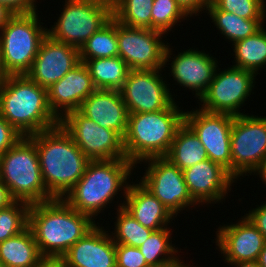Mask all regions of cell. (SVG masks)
<instances>
[{"mask_svg": "<svg viewBox=\"0 0 266 267\" xmlns=\"http://www.w3.org/2000/svg\"><path fill=\"white\" fill-rule=\"evenodd\" d=\"M182 171L188 192L198 205L221 203L237 181L225 168L210 159Z\"/></svg>", "mask_w": 266, "mask_h": 267, "instance_id": "19", "label": "cell"}, {"mask_svg": "<svg viewBox=\"0 0 266 267\" xmlns=\"http://www.w3.org/2000/svg\"><path fill=\"white\" fill-rule=\"evenodd\" d=\"M244 215L259 230L266 240V201L256 208H252Z\"/></svg>", "mask_w": 266, "mask_h": 267, "instance_id": "39", "label": "cell"}, {"mask_svg": "<svg viewBox=\"0 0 266 267\" xmlns=\"http://www.w3.org/2000/svg\"><path fill=\"white\" fill-rule=\"evenodd\" d=\"M163 36L166 38L157 30L128 27L117 21L118 56L130 70L163 69L165 48L169 44Z\"/></svg>", "mask_w": 266, "mask_h": 267, "instance_id": "13", "label": "cell"}, {"mask_svg": "<svg viewBox=\"0 0 266 267\" xmlns=\"http://www.w3.org/2000/svg\"><path fill=\"white\" fill-rule=\"evenodd\" d=\"M81 62L87 59L118 56L117 21L112 18L79 49Z\"/></svg>", "mask_w": 266, "mask_h": 267, "instance_id": "30", "label": "cell"}, {"mask_svg": "<svg viewBox=\"0 0 266 267\" xmlns=\"http://www.w3.org/2000/svg\"><path fill=\"white\" fill-rule=\"evenodd\" d=\"M197 49L190 48L181 51L171 58L173 49L170 48V44H167L164 53V67H167V62H171V75L169 76H173L172 79L182 88L191 89L192 93L195 92V98L200 99L212 82L219 63L211 54Z\"/></svg>", "mask_w": 266, "mask_h": 267, "instance_id": "16", "label": "cell"}, {"mask_svg": "<svg viewBox=\"0 0 266 267\" xmlns=\"http://www.w3.org/2000/svg\"><path fill=\"white\" fill-rule=\"evenodd\" d=\"M95 90L89 69L84 62H80L61 80L47 88L48 104L61 120L67 113L79 110L83 101Z\"/></svg>", "mask_w": 266, "mask_h": 267, "instance_id": "20", "label": "cell"}, {"mask_svg": "<svg viewBox=\"0 0 266 267\" xmlns=\"http://www.w3.org/2000/svg\"><path fill=\"white\" fill-rule=\"evenodd\" d=\"M129 183L123 208L142 226L153 231L170 227L175 216L140 182ZM171 221V222H170Z\"/></svg>", "mask_w": 266, "mask_h": 267, "instance_id": "23", "label": "cell"}, {"mask_svg": "<svg viewBox=\"0 0 266 267\" xmlns=\"http://www.w3.org/2000/svg\"><path fill=\"white\" fill-rule=\"evenodd\" d=\"M154 0H120L113 8V18L121 24L152 29V8Z\"/></svg>", "mask_w": 266, "mask_h": 267, "instance_id": "32", "label": "cell"}, {"mask_svg": "<svg viewBox=\"0 0 266 267\" xmlns=\"http://www.w3.org/2000/svg\"><path fill=\"white\" fill-rule=\"evenodd\" d=\"M172 229L170 227L152 231L148 239L139 247L149 267L164 265H187L179 258L180 254L172 244Z\"/></svg>", "mask_w": 266, "mask_h": 267, "instance_id": "26", "label": "cell"}, {"mask_svg": "<svg viewBox=\"0 0 266 267\" xmlns=\"http://www.w3.org/2000/svg\"><path fill=\"white\" fill-rule=\"evenodd\" d=\"M0 115L22 136L60 125L49 107L47 89L26 74L8 75L0 87Z\"/></svg>", "mask_w": 266, "mask_h": 267, "instance_id": "4", "label": "cell"}, {"mask_svg": "<svg viewBox=\"0 0 266 267\" xmlns=\"http://www.w3.org/2000/svg\"><path fill=\"white\" fill-rule=\"evenodd\" d=\"M216 249L224 263L257 261L266 240L244 215L235 223L220 225L216 229Z\"/></svg>", "mask_w": 266, "mask_h": 267, "instance_id": "17", "label": "cell"}, {"mask_svg": "<svg viewBox=\"0 0 266 267\" xmlns=\"http://www.w3.org/2000/svg\"><path fill=\"white\" fill-rule=\"evenodd\" d=\"M174 101L167 109L128 115L123 138L126 158L135 166L152 157L166 156L178 128L184 123L185 111Z\"/></svg>", "mask_w": 266, "mask_h": 267, "instance_id": "5", "label": "cell"}, {"mask_svg": "<svg viewBox=\"0 0 266 267\" xmlns=\"http://www.w3.org/2000/svg\"><path fill=\"white\" fill-rule=\"evenodd\" d=\"M136 167L128 159L90 160L84 175L63 199L76 211L96 220L114 202L115 196L126 195L130 175Z\"/></svg>", "mask_w": 266, "mask_h": 267, "instance_id": "3", "label": "cell"}, {"mask_svg": "<svg viewBox=\"0 0 266 267\" xmlns=\"http://www.w3.org/2000/svg\"><path fill=\"white\" fill-rule=\"evenodd\" d=\"M116 204L117 216L114 222V233L110 235L115 244L139 248L148 239L153 230L142 226L124 208V201ZM123 202V203H122Z\"/></svg>", "mask_w": 266, "mask_h": 267, "instance_id": "31", "label": "cell"}, {"mask_svg": "<svg viewBox=\"0 0 266 267\" xmlns=\"http://www.w3.org/2000/svg\"><path fill=\"white\" fill-rule=\"evenodd\" d=\"M148 164L140 183L150 191L175 217L198 204L190 196L183 171L165 156L152 157L138 164ZM182 210V211H181Z\"/></svg>", "mask_w": 266, "mask_h": 267, "instance_id": "11", "label": "cell"}, {"mask_svg": "<svg viewBox=\"0 0 266 267\" xmlns=\"http://www.w3.org/2000/svg\"><path fill=\"white\" fill-rule=\"evenodd\" d=\"M37 0H0L14 14H31L37 12ZM36 5V6H35Z\"/></svg>", "mask_w": 266, "mask_h": 267, "instance_id": "38", "label": "cell"}, {"mask_svg": "<svg viewBox=\"0 0 266 267\" xmlns=\"http://www.w3.org/2000/svg\"><path fill=\"white\" fill-rule=\"evenodd\" d=\"M30 204L15 201L0 209V243L22 233L29 226Z\"/></svg>", "mask_w": 266, "mask_h": 267, "instance_id": "33", "label": "cell"}, {"mask_svg": "<svg viewBox=\"0 0 266 267\" xmlns=\"http://www.w3.org/2000/svg\"><path fill=\"white\" fill-rule=\"evenodd\" d=\"M234 116L213 113L197 108L185 111L184 122L194 131L205 147L208 159L221 165L232 175L230 149L231 128Z\"/></svg>", "mask_w": 266, "mask_h": 267, "instance_id": "14", "label": "cell"}, {"mask_svg": "<svg viewBox=\"0 0 266 267\" xmlns=\"http://www.w3.org/2000/svg\"><path fill=\"white\" fill-rule=\"evenodd\" d=\"M230 149L235 179L252 173L258 176L266 162V116L248 113L234 116Z\"/></svg>", "mask_w": 266, "mask_h": 267, "instance_id": "8", "label": "cell"}, {"mask_svg": "<svg viewBox=\"0 0 266 267\" xmlns=\"http://www.w3.org/2000/svg\"><path fill=\"white\" fill-rule=\"evenodd\" d=\"M165 157L180 170L208 159L205 147L185 122L178 128L170 150Z\"/></svg>", "mask_w": 266, "mask_h": 267, "instance_id": "25", "label": "cell"}, {"mask_svg": "<svg viewBox=\"0 0 266 267\" xmlns=\"http://www.w3.org/2000/svg\"><path fill=\"white\" fill-rule=\"evenodd\" d=\"M42 258L29 227L0 243V262L5 267H35Z\"/></svg>", "mask_w": 266, "mask_h": 267, "instance_id": "24", "label": "cell"}, {"mask_svg": "<svg viewBox=\"0 0 266 267\" xmlns=\"http://www.w3.org/2000/svg\"><path fill=\"white\" fill-rule=\"evenodd\" d=\"M84 63L89 69L94 87L100 90L120 91L130 70L119 56L87 59Z\"/></svg>", "mask_w": 266, "mask_h": 267, "instance_id": "27", "label": "cell"}, {"mask_svg": "<svg viewBox=\"0 0 266 267\" xmlns=\"http://www.w3.org/2000/svg\"><path fill=\"white\" fill-rule=\"evenodd\" d=\"M258 174H259L258 177H260L261 181L266 186V162L263 169Z\"/></svg>", "mask_w": 266, "mask_h": 267, "instance_id": "48", "label": "cell"}, {"mask_svg": "<svg viewBox=\"0 0 266 267\" xmlns=\"http://www.w3.org/2000/svg\"><path fill=\"white\" fill-rule=\"evenodd\" d=\"M79 111L99 126L116 131L124 138L129 112L120 91L96 89L83 101Z\"/></svg>", "mask_w": 266, "mask_h": 267, "instance_id": "22", "label": "cell"}, {"mask_svg": "<svg viewBox=\"0 0 266 267\" xmlns=\"http://www.w3.org/2000/svg\"><path fill=\"white\" fill-rule=\"evenodd\" d=\"M191 264H188V265H164V266H161V267H193L190 266Z\"/></svg>", "mask_w": 266, "mask_h": 267, "instance_id": "49", "label": "cell"}, {"mask_svg": "<svg viewBox=\"0 0 266 267\" xmlns=\"http://www.w3.org/2000/svg\"><path fill=\"white\" fill-rule=\"evenodd\" d=\"M181 9L191 18L199 16L200 12H206L207 7L211 4L212 0H176Z\"/></svg>", "mask_w": 266, "mask_h": 267, "instance_id": "40", "label": "cell"}, {"mask_svg": "<svg viewBox=\"0 0 266 267\" xmlns=\"http://www.w3.org/2000/svg\"><path fill=\"white\" fill-rule=\"evenodd\" d=\"M220 70L219 67L216 69L212 82L197 100L200 101L198 102L199 108L208 112L225 113L232 116L246 114L240 112V109L246 105L245 101L255 88L257 75L252 71L233 66Z\"/></svg>", "mask_w": 266, "mask_h": 267, "instance_id": "10", "label": "cell"}, {"mask_svg": "<svg viewBox=\"0 0 266 267\" xmlns=\"http://www.w3.org/2000/svg\"><path fill=\"white\" fill-rule=\"evenodd\" d=\"M162 70H129L120 90L129 114L161 111L175 101Z\"/></svg>", "mask_w": 266, "mask_h": 267, "instance_id": "15", "label": "cell"}, {"mask_svg": "<svg viewBox=\"0 0 266 267\" xmlns=\"http://www.w3.org/2000/svg\"><path fill=\"white\" fill-rule=\"evenodd\" d=\"M38 14H15L0 30V56L7 75H22L31 69L48 29L41 25Z\"/></svg>", "mask_w": 266, "mask_h": 267, "instance_id": "7", "label": "cell"}, {"mask_svg": "<svg viewBox=\"0 0 266 267\" xmlns=\"http://www.w3.org/2000/svg\"><path fill=\"white\" fill-rule=\"evenodd\" d=\"M92 1L105 4L111 7L112 9L120 2V0H92Z\"/></svg>", "mask_w": 266, "mask_h": 267, "instance_id": "46", "label": "cell"}, {"mask_svg": "<svg viewBox=\"0 0 266 267\" xmlns=\"http://www.w3.org/2000/svg\"><path fill=\"white\" fill-rule=\"evenodd\" d=\"M16 200L11 196L8 187L0 180V209L6 208Z\"/></svg>", "mask_w": 266, "mask_h": 267, "instance_id": "41", "label": "cell"}, {"mask_svg": "<svg viewBox=\"0 0 266 267\" xmlns=\"http://www.w3.org/2000/svg\"><path fill=\"white\" fill-rule=\"evenodd\" d=\"M57 22L47 29L56 41L78 49L113 18V9L92 0H64Z\"/></svg>", "mask_w": 266, "mask_h": 267, "instance_id": "9", "label": "cell"}, {"mask_svg": "<svg viewBox=\"0 0 266 267\" xmlns=\"http://www.w3.org/2000/svg\"><path fill=\"white\" fill-rule=\"evenodd\" d=\"M15 14L12 13L7 7L0 4V30L9 22Z\"/></svg>", "mask_w": 266, "mask_h": 267, "instance_id": "43", "label": "cell"}, {"mask_svg": "<svg viewBox=\"0 0 266 267\" xmlns=\"http://www.w3.org/2000/svg\"><path fill=\"white\" fill-rule=\"evenodd\" d=\"M212 3L219 10L244 19H266L264 0H212Z\"/></svg>", "mask_w": 266, "mask_h": 267, "instance_id": "35", "label": "cell"}, {"mask_svg": "<svg viewBox=\"0 0 266 267\" xmlns=\"http://www.w3.org/2000/svg\"><path fill=\"white\" fill-rule=\"evenodd\" d=\"M98 224L63 198L30 204L28 227L43 257H62Z\"/></svg>", "mask_w": 266, "mask_h": 267, "instance_id": "1", "label": "cell"}, {"mask_svg": "<svg viewBox=\"0 0 266 267\" xmlns=\"http://www.w3.org/2000/svg\"><path fill=\"white\" fill-rule=\"evenodd\" d=\"M35 267H67L62 257H43Z\"/></svg>", "mask_w": 266, "mask_h": 267, "instance_id": "42", "label": "cell"}, {"mask_svg": "<svg viewBox=\"0 0 266 267\" xmlns=\"http://www.w3.org/2000/svg\"><path fill=\"white\" fill-rule=\"evenodd\" d=\"M190 18L177 4L176 0H154L152 8V29L164 34L173 31L181 20Z\"/></svg>", "mask_w": 266, "mask_h": 267, "instance_id": "34", "label": "cell"}, {"mask_svg": "<svg viewBox=\"0 0 266 267\" xmlns=\"http://www.w3.org/2000/svg\"><path fill=\"white\" fill-rule=\"evenodd\" d=\"M80 62L78 48L56 41L47 34L26 75L47 89Z\"/></svg>", "mask_w": 266, "mask_h": 267, "instance_id": "18", "label": "cell"}, {"mask_svg": "<svg viewBox=\"0 0 266 267\" xmlns=\"http://www.w3.org/2000/svg\"><path fill=\"white\" fill-rule=\"evenodd\" d=\"M7 76H8L7 73L3 69L2 62H1V56H0V87L5 82Z\"/></svg>", "mask_w": 266, "mask_h": 267, "instance_id": "47", "label": "cell"}, {"mask_svg": "<svg viewBox=\"0 0 266 267\" xmlns=\"http://www.w3.org/2000/svg\"><path fill=\"white\" fill-rule=\"evenodd\" d=\"M116 267H149L139 248L116 244Z\"/></svg>", "mask_w": 266, "mask_h": 267, "instance_id": "36", "label": "cell"}, {"mask_svg": "<svg viewBox=\"0 0 266 267\" xmlns=\"http://www.w3.org/2000/svg\"><path fill=\"white\" fill-rule=\"evenodd\" d=\"M0 180L16 201L33 204L54 199L46 190L36 145L28 136L0 156Z\"/></svg>", "mask_w": 266, "mask_h": 267, "instance_id": "6", "label": "cell"}, {"mask_svg": "<svg viewBox=\"0 0 266 267\" xmlns=\"http://www.w3.org/2000/svg\"><path fill=\"white\" fill-rule=\"evenodd\" d=\"M67 267H116V244L103 226H95L62 256Z\"/></svg>", "mask_w": 266, "mask_h": 267, "instance_id": "21", "label": "cell"}, {"mask_svg": "<svg viewBox=\"0 0 266 267\" xmlns=\"http://www.w3.org/2000/svg\"><path fill=\"white\" fill-rule=\"evenodd\" d=\"M28 137L36 145L46 190L54 198H63L84 175L90 160L61 125Z\"/></svg>", "mask_w": 266, "mask_h": 267, "instance_id": "2", "label": "cell"}, {"mask_svg": "<svg viewBox=\"0 0 266 267\" xmlns=\"http://www.w3.org/2000/svg\"><path fill=\"white\" fill-rule=\"evenodd\" d=\"M257 262L260 267H266V243L264 244V247L260 252Z\"/></svg>", "mask_w": 266, "mask_h": 267, "instance_id": "45", "label": "cell"}, {"mask_svg": "<svg viewBox=\"0 0 266 267\" xmlns=\"http://www.w3.org/2000/svg\"><path fill=\"white\" fill-rule=\"evenodd\" d=\"M60 125L89 160L127 159L123 138L116 131L99 126L79 110L67 113Z\"/></svg>", "mask_w": 266, "mask_h": 267, "instance_id": "12", "label": "cell"}, {"mask_svg": "<svg viewBox=\"0 0 266 267\" xmlns=\"http://www.w3.org/2000/svg\"><path fill=\"white\" fill-rule=\"evenodd\" d=\"M22 135L0 115V156L10 149Z\"/></svg>", "mask_w": 266, "mask_h": 267, "instance_id": "37", "label": "cell"}, {"mask_svg": "<svg viewBox=\"0 0 266 267\" xmlns=\"http://www.w3.org/2000/svg\"><path fill=\"white\" fill-rule=\"evenodd\" d=\"M266 28L263 26L254 35L240 40L233 46V67L246 69L258 75L266 68Z\"/></svg>", "mask_w": 266, "mask_h": 267, "instance_id": "29", "label": "cell"}, {"mask_svg": "<svg viewBox=\"0 0 266 267\" xmlns=\"http://www.w3.org/2000/svg\"><path fill=\"white\" fill-rule=\"evenodd\" d=\"M206 13L209 14L217 30L232 44L254 35L264 26L265 19H244L219 10L212 2L207 7Z\"/></svg>", "mask_w": 266, "mask_h": 267, "instance_id": "28", "label": "cell"}, {"mask_svg": "<svg viewBox=\"0 0 266 267\" xmlns=\"http://www.w3.org/2000/svg\"><path fill=\"white\" fill-rule=\"evenodd\" d=\"M232 267H260L257 261L229 263Z\"/></svg>", "mask_w": 266, "mask_h": 267, "instance_id": "44", "label": "cell"}]
</instances>
